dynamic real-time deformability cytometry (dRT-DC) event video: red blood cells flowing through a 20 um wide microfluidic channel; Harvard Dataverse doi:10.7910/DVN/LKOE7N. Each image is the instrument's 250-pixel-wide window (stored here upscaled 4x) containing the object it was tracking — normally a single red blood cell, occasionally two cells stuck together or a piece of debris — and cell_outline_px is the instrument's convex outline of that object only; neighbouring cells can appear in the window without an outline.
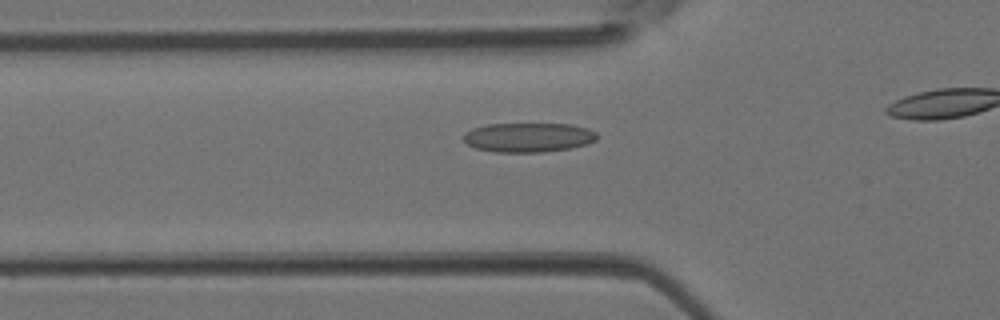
{"species": "Egyptian fruit bat (a non-hibernating species)", "species_latin": "Rousettus aegyptiacus", "temperature_condition": "room temperature", "stored_images_in_passage": 18, "camera_frame_rate_fps": 3000, "um_per_image_px": 0.085, "animal": {"sex": "female"}, "frame": {"image": 1, "passage_image": 11, "time_ms": 3.333, "image_size_px": [1000, 320], "cell_outline_px": [[596, 140], [588, 144], [568, 148], [544, 152], [496, 152], [476, 148], [468, 144], [464, 140], [464, 136], [472, 128], [488, 124], [572, 124], [588, 128], [596, 132]], "centroid_in_image_um": [44.94, 11.67], "position_along_channel_um": 80.9, "area_um2": 22.72}}
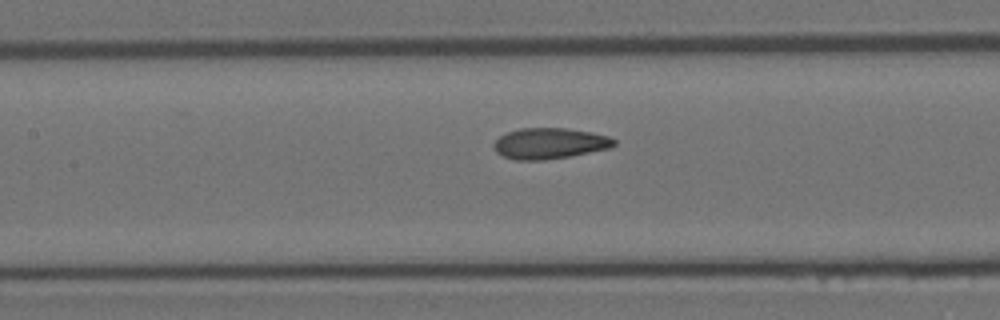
{"frame": {"image": 2, "passage_image": 16, "time_ms": 5.0, "image_size_px": [1000, 320], "cell_outline_px": [[616, 144], [608, 148], [568, 156], [544, 160], [516, 160], [504, 156], [496, 152], [492, 144], [500, 136], [508, 132], [520, 128], [564, 128], [592, 132], [608, 136], [616, 140]], "centroid_in_image_um": [46.69, 12.18], "position_along_channel_um": 160.7, "area_um2": 21.44}}